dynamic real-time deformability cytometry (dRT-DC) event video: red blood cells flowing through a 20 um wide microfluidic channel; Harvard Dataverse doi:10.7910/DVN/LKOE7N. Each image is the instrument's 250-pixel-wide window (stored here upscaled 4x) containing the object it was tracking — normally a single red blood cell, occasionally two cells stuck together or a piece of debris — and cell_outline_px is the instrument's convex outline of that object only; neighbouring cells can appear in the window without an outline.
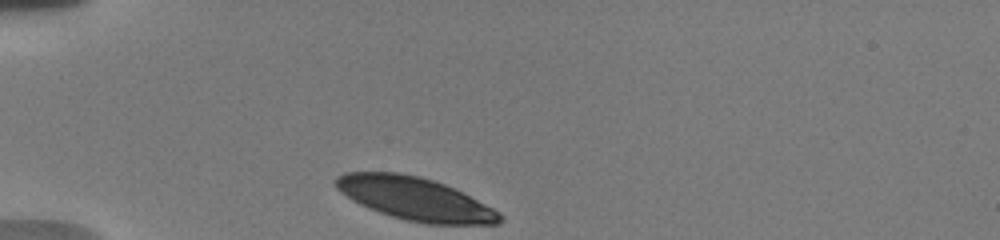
{"species": "human", "species_latin": "Homo sapiens", "temperature_condition": "warm", "stored_images_in_passage": 41, "camera_frame_rate_fps": 3000, "um_per_image_px": 0.085, "donor": {"sex": "male"}, "frame": {"image": 1, "passage_image": 1, "time_ms": 0.0, "image_size_px": [1000, 240], "cell_outline_px": [[504, 220], [500, 224], [428, 224], [404, 220], [380, 212], [360, 204], [352, 200], [340, 192], [336, 188], [332, 180], [336, 176], [344, 172], [400, 172], [420, 176], [444, 184], [500, 212], [504, 216]], "centroid_in_image_um": [35.24, 16.89], "position_along_channel_um": 49.8, "area_um2": 40.98}}
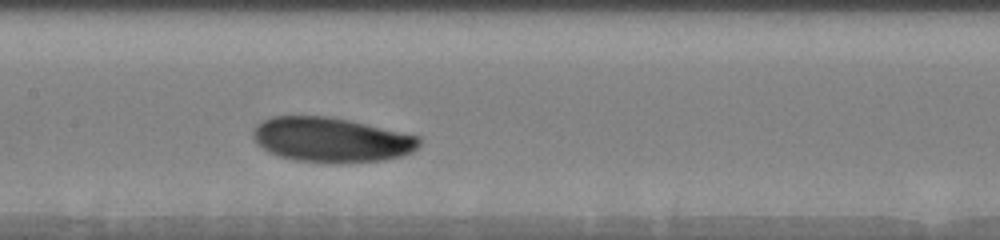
{"frame": {"image": 2, "passage_image": 19, "time_ms": 4.333, "image_size_px": [1000, 240], "cell_outline_px": [[420, 144], [412, 152], [404, 156], [384, 160], [336, 164], [296, 160], [280, 156], [268, 152], [256, 144], [252, 136], [252, 128], [260, 120], [272, 116], [328, 116], [348, 120], [420, 136]], "centroid_in_image_um": [28.12, 11.89], "position_along_channel_um": 179.3, "area_um2": 43.81}}
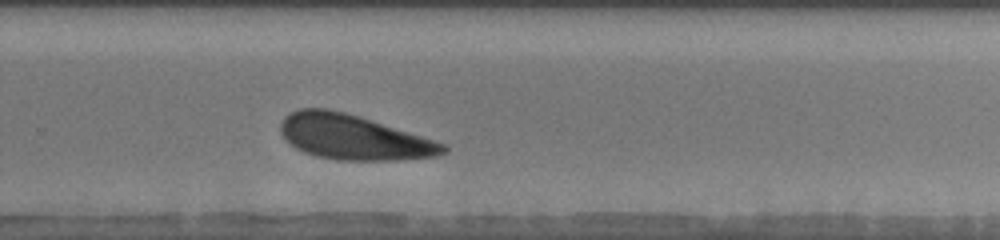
{"frame": {"image": 3, "passage_image": 33, "time_ms": 7.667, "image_size_px": [1000, 240], "cell_outline_px": [[448, 152], [436, 156], [396, 160], [336, 160], [316, 156], [304, 152], [288, 144], [284, 140], [280, 132], [280, 124], [284, 116], [288, 112], [300, 108], [324, 108], [344, 112], [360, 116], [448, 144]], "centroid_in_image_um": [30.03, 11.66], "position_along_channel_um": 299.8, "area_um2": 42.95}, "authors_computed_cell_mechanics": {"area_um2": 42.9454, "velocity_mm_per_s": 3.6241, "shape_relaxation_time_tau1_ms": 2.0469, "shape_relaxation_time_tau2_ms": null, "deformation_change_tau1": 0.091, "deformation_change_tau2": null}}